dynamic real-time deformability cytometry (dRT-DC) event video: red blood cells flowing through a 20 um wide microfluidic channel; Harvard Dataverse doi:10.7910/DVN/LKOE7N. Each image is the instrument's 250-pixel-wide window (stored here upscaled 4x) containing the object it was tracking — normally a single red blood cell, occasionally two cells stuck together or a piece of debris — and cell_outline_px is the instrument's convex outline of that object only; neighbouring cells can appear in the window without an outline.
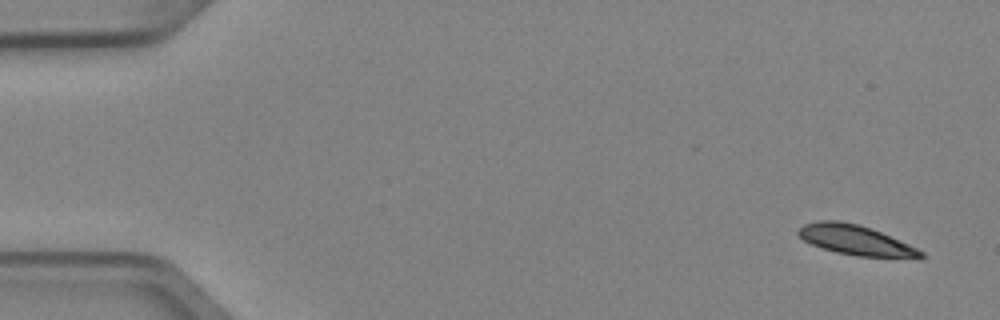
{"species": "Egyptian fruit bat (a non-hibernating species)", "species_latin": "Rousettus aegyptiacus", "temperature_condition": "cold", "stored_images_in_passage": 4, "camera_frame_rate_fps": 3000, "um_per_image_px": 0.085, "animal": {"sex": "female"}, "frame": {"image": 1, "passage_image": 1, "time_ms": 0.0, "image_size_px": [1000, 320], "cell_outline_px": [[924, 256], [920, 260], [860, 256], [836, 252], [812, 244], [804, 240], [796, 232], [804, 224], [820, 220], [836, 220], [860, 224], [872, 228], [908, 244], [924, 252]], "centroid_in_image_um": [72.81, 20.43], "position_along_channel_um": 12.2, "area_um2": 21.56}}
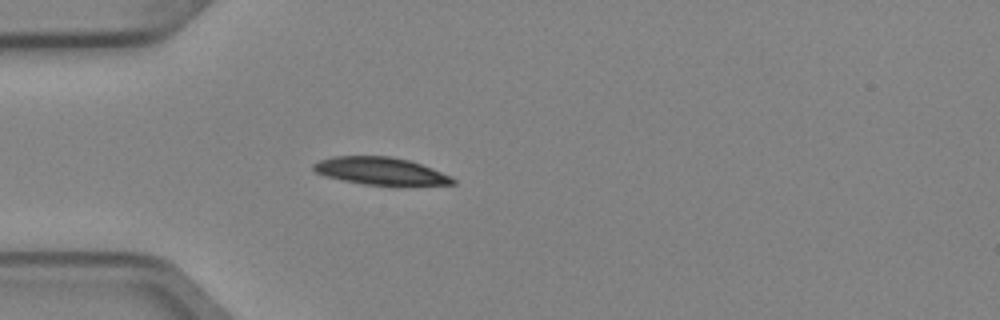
{"frame": {"image": 2, "passage_image": 4, "time_ms": 1.0, "image_size_px": [1000, 320], "cell_outline_px": [[456, 184], [400, 188], [392, 188], [364, 184], [324, 176], [316, 172], [312, 168], [312, 164], [320, 160], [332, 156], [388, 156], [408, 160], [432, 168], [452, 176], [456, 180]], "centroid_in_image_um": [32.44, 14.59], "position_along_channel_um": 52.6, "area_um2": 23.29}}